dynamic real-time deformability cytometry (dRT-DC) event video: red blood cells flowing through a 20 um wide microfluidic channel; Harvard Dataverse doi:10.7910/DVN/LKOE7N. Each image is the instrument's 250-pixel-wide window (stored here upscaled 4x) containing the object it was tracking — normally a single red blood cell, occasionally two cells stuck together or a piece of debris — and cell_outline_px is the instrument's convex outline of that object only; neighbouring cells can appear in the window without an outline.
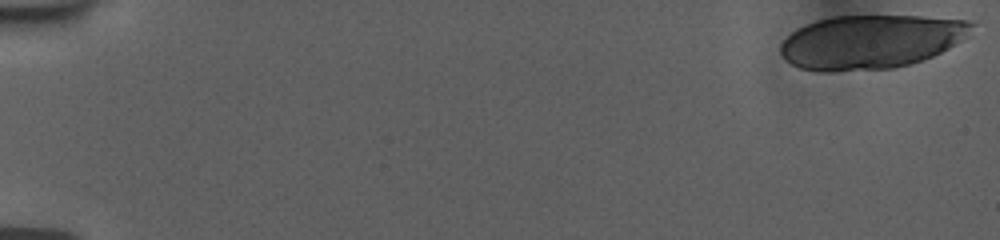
{"species": "human", "species_latin": "Homo sapiens", "temperature_condition": "room temperature", "stored_images_in_passage": 18, "camera_frame_rate_fps": 3000, "um_per_image_px": 0.085, "donor": {"sex": "female"}, "frame": {"image": 1, "passage_image": 1, "time_ms": 0.0, "image_size_px": [1000, 240], "cell_outline_px": [[976, 24], [960, 40], [948, 48], [932, 56], [908, 64], [892, 68], [832, 72], [816, 72], [800, 68], [792, 64], [780, 52], [780, 44], [792, 32], [816, 20], [832, 16], [920, 16], [968, 20]], "centroid_in_image_um": [73.98, 3.55], "position_along_channel_um": 11.0, "area_um2": 59.59}}